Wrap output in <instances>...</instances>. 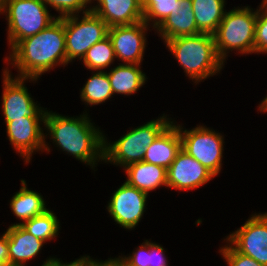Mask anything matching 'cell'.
Returning a JSON list of instances; mask_svg holds the SVG:
<instances>
[{
	"label": "cell",
	"mask_w": 267,
	"mask_h": 266,
	"mask_svg": "<svg viewBox=\"0 0 267 266\" xmlns=\"http://www.w3.org/2000/svg\"><path fill=\"white\" fill-rule=\"evenodd\" d=\"M85 111V112H84ZM79 116H65L47 110L45 115V147L43 152H51V143L57 150L74 157L81 163L95 169L103 162L104 131L92 121L84 110Z\"/></svg>",
	"instance_id": "6da1fadb"
},
{
	"label": "cell",
	"mask_w": 267,
	"mask_h": 266,
	"mask_svg": "<svg viewBox=\"0 0 267 266\" xmlns=\"http://www.w3.org/2000/svg\"><path fill=\"white\" fill-rule=\"evenodd\" d=\"M4 63L6 72L14 68L18 73L15 77L20 78L40 79L57 67H66L64 17L19 41L4 57Z\"/></svg>",
	"instance_id": "7a4b0ae2"
},
{
	"label": "cell",
	"mask_w": 267,
	"mask_h": 266,
	"mask_svg": "<svg viewBox=\"0 0 267 266\" xmlns=\"http://www.w3.org/2000/svg\"><path fill=\"white\" fill-rule=\"evenodd\" d=\"M164 44L183 69L185 77L196 86L210 77L221 74L226 65L217 54L212 34L180 36L166 40Z\"/></svg>",
	"instance_id": "3957f363"
},
{
	"label": "cell",
	"mask_w": 267,
	"mask_h": 266,
	"mask_svg": "<svg viewBox=\"0 0 267 266\" xmlns=\"http://www.w3.org/2000/svg\"><path fill=\"white\" fill-rule=\"evenodd\" d=\"M169 116L163 113L136 128H129L116 141L109 140L104 132L103 163L124 169L132 163L143 161L146 148L174 120Z\"/></svg>",
	"instance_id": "277c9868"
},
{
	"label": "cell",
	"mask_w": 267,
	"mask_h": 266,
	"mask_svg": "<svg viewBox=\"0 0 267 266\" xmlns=\"http://www.w3.org/2000/svg\"><path fill=\"white\" fill-rule=\"evenodd\" d=\"M256 21L257 8L255 10L249 5L226 10L213 34L217 54L224 63H227L230 52L236 51L240 56L254 53Z\"/></svg>",
	"instance_id": "5b68a950"
},
{
	"label": "cell",
	"mask_w": 267,
	"mask_h": 266,
	"mask_svg": "<svg viewBox=\"0 0 267 266\" xmlns=\"http://www.w3.org/2000/svg\"><path fill=\"white\" fill-rule=\"evenodd\" d=\"M43 0H3L7 21V45L11 50L19 41L40 33L57 19Z\"/></svg>",
	"instance_id": "8992f818"
},
{
	"label": "cell",
	"mask_w": 267,
	"mask_h": 266,
	"mask_svg": "<svg viewBox=\"0 0 267 266\" xmlns=\"http://www.w3.org/2000/svg\"><path fill=\"white\" fill-rule=\"evenodd\" d=\"M173 121L179 129L182 149L218 177L224 162V134L204 124L186 129L176 120Z\"/></svg>",
	"instance_id": "52a82bcc"
},
{
	"label": "cell",
	"mask_w": 267,
	"mask_h": 266,
	"mask_svg": "<svg viewBox=\"0 0 267 266\" xmlns=\"http://www.w3.org/2000/svg\"><path fill=\"white\" fill-rule=\"evenodd\" d=\"M108 29L105 21L92 11L64 17L67 66L76 59L81 62L94 44L108 36Z\"/></svg>",
	"instance_id": "ba28073f"
},
{
	"label": "cell",
	"mask_w": 267,
	"mask_h": 266,
	"mask_svg": "<svg viewBox=\"0 0 267 266\" xmlns=\"http://www.w3.org/2000/svg\"><path fill=\"white\" fill-rule=\"evenodd\" d=\"M2 69V103L1 111L4 116V123L14 121L22 117L45 118L47 108L41 107L31 93L28 92L26 83H37L36 78H20ZM27 81V82H26Z\"/></svg>",
	"instance_id": "9c48e42d"
},
{
	"label": "cell",
	"mask_w": 267,
	"mask_h": 266,
	"mask_svg": "<svg viewBox=\"0 0 267 266\" xmlns=\"http://www.w3.org/2000/svg\"><path fill=\"white\" fill-rule=\"evenodd\" d=\"M224 239L238 252L267 266V212L252 213Z\"/></svg>",
	"instance_id": "30bf717a"
},
{
	"label": "cell",
	"mask_w": 267,
	"mask_h": 266,
	"mask_svg": "<svg viewBox=\"0 0 267 266\" xmlns=\"http://www.w3.org/2000/svg\"><path fill=\"white\" fill-rule=\"evenodd\" d=\"M147 193L131 186L126 181L117 187L107 202L106 211L119 227L134 230L147 210Z\"/></svg>",
	"instance_id": "8fae6325"
},
{
	"label": "cell",
	"mask_w": 267,
	"mask_h": 266,
	"mask_svg": "<svg viewBox=\"0 0 267 266\" xmlns=\"http://www.w3.org/2000/svg\"><path fill=\"white\" fill-rule=\"evenodd\" d=\"M5 125L7 139L16 155L18 154L23 159L25 165L32 161L31 159L36 152L43 153L45 118L26 116L7 122Z\"/></svg>",
	"instance_id": "7c38bea8"
},
{
	"label": "cell",
	"mask_w": 267,
	"mask_h": 266,
	"mask_svg": "<svg viewBox=\"0 0 267 266\" xmlns=\"http://www.w3.org/2000/svg\"><path fill=\"white\" fill-rule=\"evenodd\" d=\"M144 21L132 25L113 26L108 29L116 60L122 64H138L144 60L147 31L153 29Z\"/></svg>",
	"instance_id": "4fadbf2b"
},
{
	"label": "cell",
	"mask_w": 267,
	"mask_h": 266,
	"mask_svg": "<svg viewBox=\"0 0 267 266\" xmlns=\"http://www.w3.org/2000/svg\"><path fill=\"white\" fill-rule=\"evenodd\" d=\"M216 176L182 148L167 169V189L192 191L204 187Z\"/></svg>",
	"instance_id": "5bb4252c"
},
{
	"label": "cell",
	"mask_w": 267,
	"mask_h": 266,
	"mask_svg": "<svg viewBox=\"0 0 267 266\" xmlns=\"http://www.w3.org/2000/svg\"><path fill=\"white\" fill-rule=\"evenodd\" d=\"M91 3V11L108 27L143 21L142 0H91Z\"/></svg>",
	"instance_id": "9a60e30c"
},
{
	"label": "cell",
	"mask_w": 267,
	"mask_h": 266,
	"mask_svg": "<svg viewBox=\"0 0 267 266\" xmlns=\"http://www.w3.org/2000/svg\"><path fill=\"white\" fill-rule=\"evenodd\" d=\"M9 266H27L37 259L45 242L28 233L21 225L8 226Z\"/></svg>",
	"instance_id": "2e32d148"
},
{
	"label": "cell",
	"mask_w": 267,
	"mask_h": 266,
	"mask_svg": "<svg viewBox=\"0 0 267 266\" xmlns=\"http://www.w3.org/2000/svg\"><path fill=\"white\" fill-rule=\"evenodd\" d=\"M192 0H178L173 12L155 30L161 41L201 33L196 25Z\"/></svg>",
	"instance_id": "e0dca14e"
},
{
	"label": "cell",
	"mask_w": 267,
	"mask_h": 266,
	"mask_svg": "<svg viewBox=\"0 0 267 266\" xmlns=\"http://www.w3.org/2000/svg\"><path fill=\"white\" fill-rule=\"evenodd\" d=\"M181 148L182 139L179 129L176 123L172 121L146 148L143 161L168 169Z\"/></svg>",
	"instance_id": "ac0fdd59"
},
{
	"label": "cell",
	"mask_w": 267,
	"mask_h": 266,
	"mask_svg": "<svg viewBox=\"0 0 267 266\" xmlns=\"http://www.w3.org/2000/svg\"><path fill=\"white\" fill-rule=\"evenodd\" d=\"M126 182L149 195L152 191L167 188V169L144 161L128 165L124 169Z\"/></svg>",
	"instance_id": "d6986e66"
},
{
	"label": "cell",
	"mask_w": 267,
	"mask_h": 266,
	"mask_svg": "<svg viewBox=\"0 0 267 266\" xmlns=\"http://www.w3.org/2000/svg\"><path fill=\"white\" fill-rule=\"evenodd\" d=\"M46 204L43 195L29 189L26 180L21 179L19 191H16L9 201V208L19 223H12L9 226L22 225L25 221L44 213L49 209Z\"/></svg>",
	"instance_id": "ffe728a7"
},
{
	"label": "cell",
	"mask_w": 267,
	"mask_h": 266,
	"mask_svg": "<svg viewBox=\"0 0 267 266\" xmlns=\"http://www.w3.org/2000/svg\"><path fill=\"white\" fill-rule=\"evenodd\" d=\"M138 64H120L106 70L114 96L117 94L132 96L147 82L146 73Z\"/></svg>",
	"instance_id": "44dd1931"
},
{
	"label": "cell",
	"mask_w": 267,
	"mask_h": 266,
	"mask_svg": "<svg viewBox=\"0 0 267 266\" xmlns=\"http://www.w3.org/2000/svg\"><path fill=\"white\" fill-rule=\"evenodd\" d=\"M144 242L127 255H118L115 259L119 266H170L165 248L159 244L143 239Z\"/></svg>",
	"instance_id": "7402d4cb"
},
{
	"label": "cell",
	"mask_w": 267,
	"mask_h": 266,
	"mask_svg": "<svg viewBox=\"0 0 267 266\" xmlns=\"http://www.w3.org/2000/svg\"><path fill=\"white\" fill-rule=\"evenodd\" d=\"M226 0H192L196 25L201 33L214 34L226 12Z\"/></svg>",
	"instance_id": "603a6c76"
},
{
	"label": "cell",
	"mask_w": 267,
	"mask_h": 266,
	"mask_svg": "<svg viewBox=\"0 0 267 266\" xmlns=\"http://www.w3.org/2000/svg\"><path fill=\"white\" fill-rule=\"evenodd\" d=\"M91 72L92 75L87 78L80 89V99L87 108L99 104L103 105L112 97L114 98L107 72L94 70Z\"/></svg>",
	"instance_id": "cb8c5ba5"
},
{
	"label": "cell",
	"mask_w": 267,
	"mask_h": 266,
	"mask_svg": "<svg viewBox=\"0 0 267 266\" xmlns=\"http://www.w3.org/2000/svg\"><path fill=\"white\" fill-rule=\"evenodd\" d=\"M60 221L54 210L48 209L44 213L25 221L21 226L31 235L47 244L48 241L55 240L62 228Z\"/></svg>",
	"instance_id": "d4e9b609"
},
{
	"label": "cell",
	"mask_w": 267,
	"mask_h": 266,
	"mask_svg": "<svg viewBox=\"0 0 267 266\" xmlns=\"http://www.w3.org/2000/svg\"><path fill=\"white\" fill-rule=\"evenodd\" d=\"M116 57L109 36L94 44L81 60L89 71H106L113 67ZM109 67V68H108Z\"/></svg>",
	"instance_id": "484cf974"
},
{
	"label": "cell",
	"mask_w": 267,
	"mask_h": 266,
	"mask_svg": "<svg viewBox=\"0 0 267 266\" xmlns=\"http://www.w3.org/2000/svg\"><path fill=\"white\" fill-rule=\"evenodd\" d=\"M178 0H142L143 21L156 29L176 7Z\"/></svg>",
	"instance_id": "4316f807"
},
{
	"label": "cell",
	"mask_w": 267,
	"mask_h": 266,
	"mask_svg": "<svg viewBox=\"0 0 267 266\" xmlns=\"http://www.w3.org/2000/svg\"><path fill=\"white\" fill-rule=\"evenodd\" d=\"M50 9H54L62 18L70 15L84 14L91 11V0H43Z\"/></svg>",
	"instance_id": "83f0119b"
},
{
	"label": "cell",
	"mask_w": 267,
	"mask_h": 266,
	"mask_svg": "<svg viewBox=\"0 0 267 266\" xmlns=\"http://www.w3.org/2000/svg\"><path fill=\"white\" fill-rule=\"evenodd\" d=\"M267 54V0H262L257 6V21L255 26L254 54Z\"/></svg>",
	"instance_id": "f1b7e54d"
},
{
	"label": "cell",
	"mask_w": 267,
	"mask_h": 266,
	"mask_svg": "<svg viewBox=\"0 0 267 266\" xmlns=\"http://www.w3.org/2000/svg\"><path fill=\"white\" fill-rule=\"evenodd\" d=\"M223 241L226 244L218 249V253L228 266H266L236 251L224 238Z\"/></svg>",
	"instance_id": "f546056e"
},
{
	"label": "cell",
	"mask_w": 267,
	"mask_h": 266,
	"mask_svg": "<svg viewBox=\"0 0 267 266\" xmlns=\"http://www.w3.org/2000/svg\"><path fill=\"white\" fill-rule=\"evenodd\" d=\"M104 260L93 259L90 255L80 256L78 259L76 258L70 262H63L60 258H57L56 255L53 258L50 266H99Z\"/></svg>",
	"instance_id": "4dcf8cb0"
},
{
	"label": "cell",
	"mask_w": 267,
	"mask_h": 266,
	"mask_svg": "<svg viewBox=\"0 0 267 266\" xmlns=\"http://www.w3.org/2000/svg\"><path fill=\"white\" fill-rule=\"evenodd\" d=\"M0 264L9 266L8 236L6 231L0 235Z\"/></svg>",
	"instance_id": "1f68e13d"
},
{
	"label": "cell",
	"mask_w": 267,
	"mask_h": 266,
	"mask_svg": "<svg viewBox=\"0 0 267 266\" xmlns=\"http://www.w3.org/2000/svg\"><path fill=\"white\" fill-rule=\"evenodd\" d=\"M258 105H259V106H257L258 107V110H257L258 113H259V111H260V113H263V114L267 113V95L261 100V102H259Z\"/></svg>",
	"instance_id": "d6a6232c"
},
{
	"label": "cell",
	"mask_w": 267,
	"mask_h": 266,
	"mask_svg": "<svg viewBox=\"0 0 267 266\" xmlns=\"http://www.w3.org/2000/svg\"><path fill=\"white\" fill-rule=\"evenodd\" d=\"M99 266H116V259L114 257H110L103 261Z\"/></svg>",
	"instance_id": "836d02e7"
},
{
	"label": "cell",
	"mask_w": 267,
	"mask_h": 266,
	"mask_svg": "<svg viewBox=\"0 0 267 266\" xmlns=\"http://www.w3.org/2000/svg\"><path fill=\"white\" fill-rule=\"evenodd\" d=\"M54 256H50L41 264V266H50L51 262L53 261Z\"/></svg>",
	"instance_id": "e575fe53"
},
{
	"label": "cell",
	"mask_w": 267,
	"mask_h": 266,
	"mask_svg": "<svg viewBox=\"0 0 267 266\" xmlns=\"http://www.w3.org/2000/svg\"><path fill=\"white\" fill-rule=\"evenodd\" d=\"M3 14V0H0V15Z\"/></svg>",
	"instance_id": "d590c367"
}]
</instances>
